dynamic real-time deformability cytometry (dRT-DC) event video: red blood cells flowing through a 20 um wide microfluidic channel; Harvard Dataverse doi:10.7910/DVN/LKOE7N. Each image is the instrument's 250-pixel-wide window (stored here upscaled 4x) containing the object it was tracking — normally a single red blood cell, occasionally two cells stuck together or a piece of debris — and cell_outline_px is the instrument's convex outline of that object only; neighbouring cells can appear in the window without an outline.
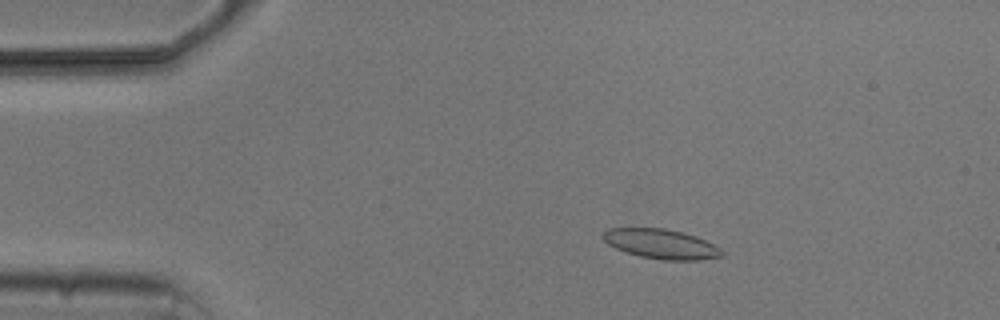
{"species": "common noctule bat (a hibernating species)", "species_latin": "Nyctalus noctula", "temperature_condition": "cold", "stored_images_in_passage": 5, "camera_frame_rate_fps": 3000, "um_per_image_px": 0.085, "animal": {"sex": "male", "body_mass_g": 20.5, "forearm_length_mm": 52.5}, "frame": {"image": 1, "passage_image": 3, "time_ms": 2.333, "image_size_px": [1000, 320], "cell_outline_px": [[724, 256], [700, 260], [664, 260], [640, 256], [616, 248], [608, 244], [604, 240], [604, 232], [608, 228], [664, 228], [696, 236], [720, 248], [724, 252]], "centroid_in_image_um": [56.22, 20.74], "position_along_channel_um": 28.8, "area_um2": 20.29}}
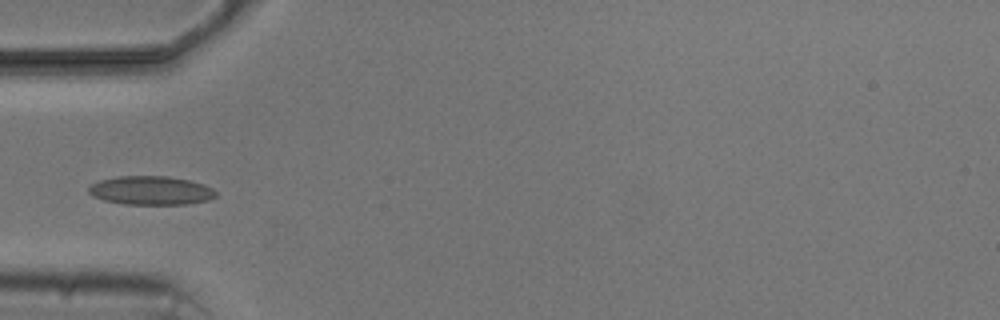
{"frame": {"image": 2, "passage_image": 5, "time_ms": 5.0, "image_size_px": [1000, 320], "cell_outline_px": [[216, 196], [208, 200], [188, 204], [124, 204], [104, 200], [92, 196], [88, 192], [88, 188], [92, 184], [100, 180], [116, 176], [168, 176], [188, 180], [204, 184], [212, 188], [216, 192]], "centroid_in_image_um": [12.82, 16.19], "position_along_channel_um": 72.2, "area_um2": 21.33}}